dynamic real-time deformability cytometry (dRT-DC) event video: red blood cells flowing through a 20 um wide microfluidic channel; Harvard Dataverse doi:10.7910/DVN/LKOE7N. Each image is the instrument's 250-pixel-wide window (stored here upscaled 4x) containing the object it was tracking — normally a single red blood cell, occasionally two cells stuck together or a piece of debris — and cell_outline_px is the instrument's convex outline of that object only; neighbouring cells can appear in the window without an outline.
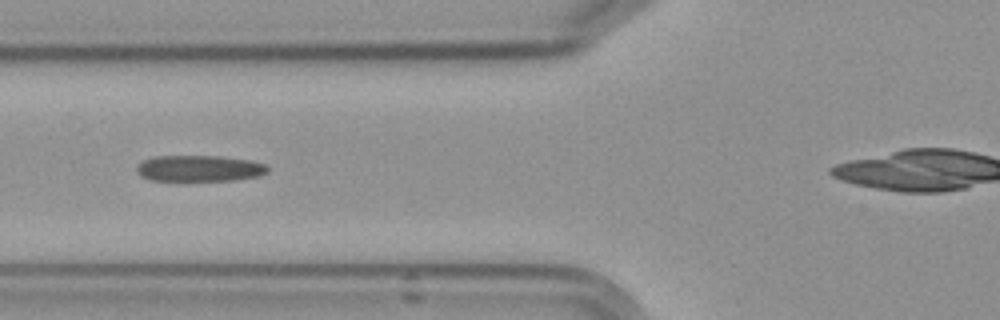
{"species": "Egyptian fruit bat (a non-hibernating species)", "species_latin": "Rousettus aegyptiacus", "temperature_condition": "cold", "stored_images_in_passage": 10, "camera_frame_rate_fps": 3000, "um_per_image_px": 0.085, "frame": {"image": 1, "passage_image": 4, "time_ms": 3.333, "image_size_px": [1000, 320], "cell_outline_px": [[268, 172], [256, 176], [232, 180], [152, 180], [140, 176], [136, 172], [136, 164], [144, 160], [156, 156], [220, 156], [252, 160], [264, 164], [268, 168]], "centroid_in_image_um": [16.91, 14.3], "position_along_channel_um": 108.9, "area_um2": 19.88}}
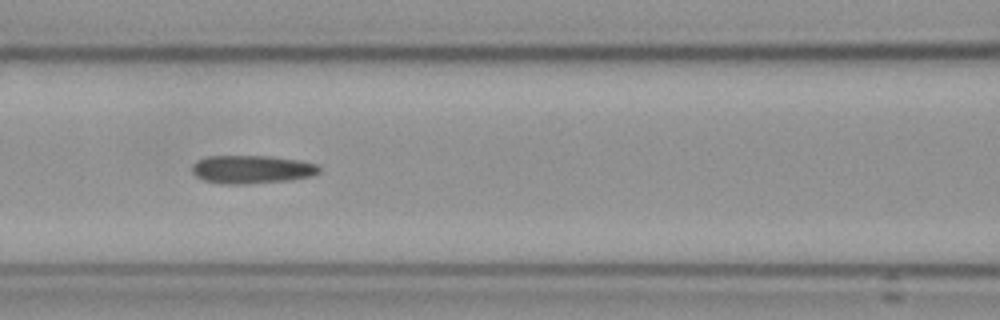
{"frame": {"image": 2, "passage_image": 5, "time_ms": 4.333, "image_size_px": [1000, 320], "cell_outline_px": [[320, 172], [312, 176], [288, 180], [248, 184], [224, 184], [204, 180], [196, 176], [192, 172], [192, 164], [196, 160], [208, 156], [272, 156], [300, 160], [316, 164], [320, 168]], "centroid_in_image_um": [21.4, 14.39], "position_along_channel_um": 145.2, "area_um2": 21.04}}